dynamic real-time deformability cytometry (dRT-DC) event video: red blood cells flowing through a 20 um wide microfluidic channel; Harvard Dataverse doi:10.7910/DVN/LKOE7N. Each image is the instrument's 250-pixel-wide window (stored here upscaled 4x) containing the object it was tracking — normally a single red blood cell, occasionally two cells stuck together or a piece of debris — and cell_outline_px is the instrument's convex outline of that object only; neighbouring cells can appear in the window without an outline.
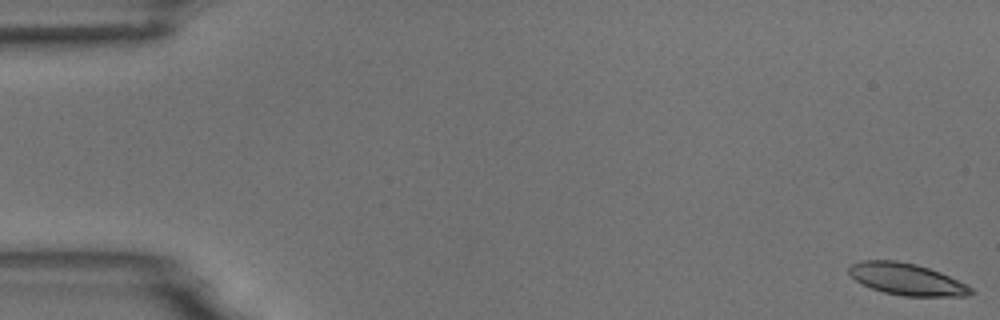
{"species": "common noctule bat (a hibernating species)", "species_latin": "Nyctalus noctula", "temperature_condition": "room temperature", "stored_images_in_passage": 15, "camera_frame_rate_fps": 3000, "um_per_image_px": 0.085, "animal": {"sex": "male", "body_mass_g": 18.8}, "frame": {"image": 1, "passage_image": 1, "time_ms": 0.0, "image_size_px": [1000, 320], "cell_outline_px": [[976, 292], [968, 296], [904, 296], [884, 292], [872, 288], [856, 280], [848, 272], [848, 268], [852, 264], [860, 260], [896, 260], [916, 264], [940, 272], [968, 284]], "centroid_in_image_um": [77.11, 23.73], "position_along_channel_um": 7.9, "area_um2": 22.6}}
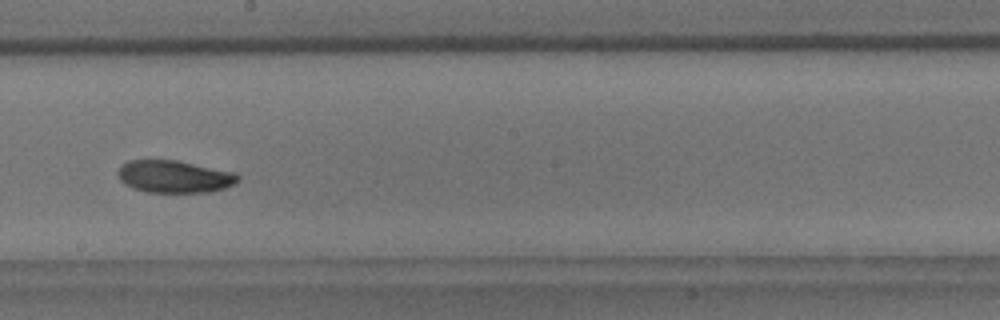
{"frame": {"image": 2, "passage_image": 9, "time_ms": 10.0, "image_size_px": [1000, 320], "cell_outline_px": [[240, 180], [236, 184], [224, 188], [208, 192], [144, 192], [132, 188], [124, 184], [120, 180], [116, 172], [120, 164], [128, 160], [176, 160], [236, 172], [240, 176]], "centroid_in_image_um": [14.8, 15.0], "position_along_channel_um": 233.4, "area_um2": 23.0}}
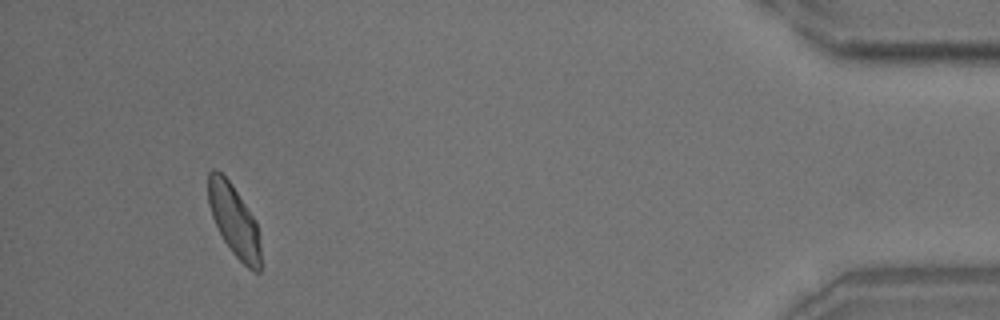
{"frame": {"image": 3, "passage_image": 14, "time_ms": 16.667, "image_size_px": [1000, 320], "cell_outline_px": [[260, 272], [252, 272], [232, 252], [224, 240], [212, 216], [208, 204], [208, 172], [212, 168], [216, 168], [232, 184], [256, 220], [260, 244]], "centroid_in_image_um": [19.89, 18.72], "position_along_channel_um": 415.3, "area_um2": 21.79}, "authors_computed_cell_mechanics": {"area_um2": 22.5998, "velocity_mm_per_s": 3.7334, "shape_relaxation_time_tau1_ms": 2.7765, "shape_relaxation_time_tau2_ms": 2.2982, "deformation_change_tau1": 0.0896, "deformation_change_tau2": 0.0547}}